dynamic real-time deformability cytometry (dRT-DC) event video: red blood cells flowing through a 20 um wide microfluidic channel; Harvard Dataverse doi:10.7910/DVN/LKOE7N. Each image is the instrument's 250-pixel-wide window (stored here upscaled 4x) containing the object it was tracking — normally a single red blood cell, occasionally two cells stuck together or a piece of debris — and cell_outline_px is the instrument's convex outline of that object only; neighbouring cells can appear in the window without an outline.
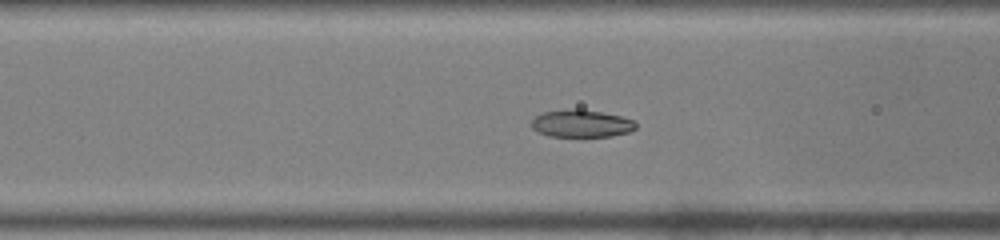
{"species": "common noctule bat (a hibernating species)", "species_latin": "Nyctalus noctula", "temperature_condition": "warm", "stored_images_in_passage": 49, "camera_frame_rate_fps": 3000, "um_per_image_px": 0.085, "animal": {"sex": "male", "body_mass_g": 19.0, "forearm_length_mm": 50.8}, "frame": {"image": 1, "passage_image": 19, "time_ms": 6.0, "image_size_px": [1000, 240], "cell_outline_px": [[636, 128], [628, 132], [612, 136], [548, 136], [536, 132], [532, 128], [532, 120], [540, 112], [576, 108], [580, 108], [620, 116], [632, 120], [636, 124]], "centroid_in_image_um": [49.37, 10.49], "position_along_channel_um": 117.2, "area_um2": 16.7}}
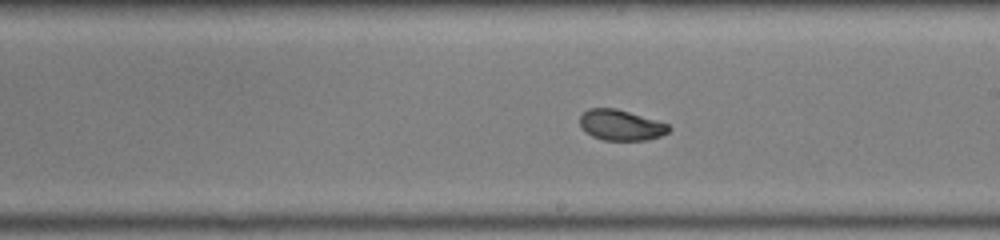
{"frame": {"image": 2, "passage_image": 28, "time_ms": 9.0, "image_size_px": [1000, 240], "cell_outline_px": [[672, 128], [668, 132], [660, 136], [648, 140], [604, 140], [592, 136], [580, 124], [580, 116], [588, 108], [616, 108], [668, 124]], "centroid_in_image_um": [52.79, 10.63], "position_along_channel_um": 236.2, "area_um2": 15.66}}
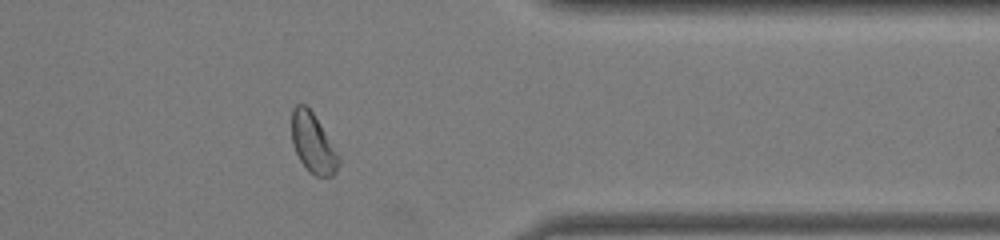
{"frame": {"image": 3, "passage_image": 40, "time_ms": 13.0, "image_size_px": [1000, 240], "cell_outline_px": [[340, 164], [336, 172], [332, 176], [316, 176], [300, 160], [292, 144], [292, 108], [296, 104], [304, 104], [312, 112], [340, 156]], "centroid_in_image_um": [26.61, 12.17], "position_along_channel_um": 384.8, "area_um2": 16.01}, "authors_computed_cell_mechanics": {"area_um2": 17.34, "velocity_mm_per_s": 3.9799, "shape_relaxation_time_tau1_ms": 2.0802, "shape_relaxation_time_tau2_ms": 1.0446, "deformation_change_tau1": 0.1251, "deformation_change_tau2": 0.0501}}